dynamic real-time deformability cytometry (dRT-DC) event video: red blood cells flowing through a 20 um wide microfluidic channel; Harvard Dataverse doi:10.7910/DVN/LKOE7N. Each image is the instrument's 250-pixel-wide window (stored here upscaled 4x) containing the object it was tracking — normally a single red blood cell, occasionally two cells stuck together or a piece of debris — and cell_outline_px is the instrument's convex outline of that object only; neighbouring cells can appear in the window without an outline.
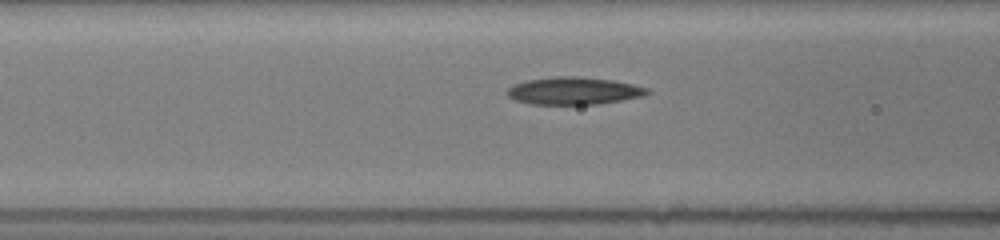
{"species": "common noctule bat (a hibernating species)", "species_latin": "Nyctalus noctula", "temperature_condition": "room temperature", "stored_images_in_passage": 34, "camera_frame_rate_fps": 3000, "um_per_image_px": 0.085, "animal": {"sex": "female", "body_mass_g": 19.5, "forearm_length_mm": 54.1}, "frame": {"image": 1, "passage_image": 13, "time_ms": 4.0, "image_size_px": [1000, 240], "cell_outline_px": [[652, 92], [644, 96], [596, 104], [528, 104], [512, 100], [504, 92], [508, 88], [516, 84], [528, 80], [556, 76], [576, 76], [612, 80], [632, 84], [648, 88]], "centroid_in_image_um": [48.74, 7.72], "position_along_channel_um": 117.9, "area_um2": 22.43}}
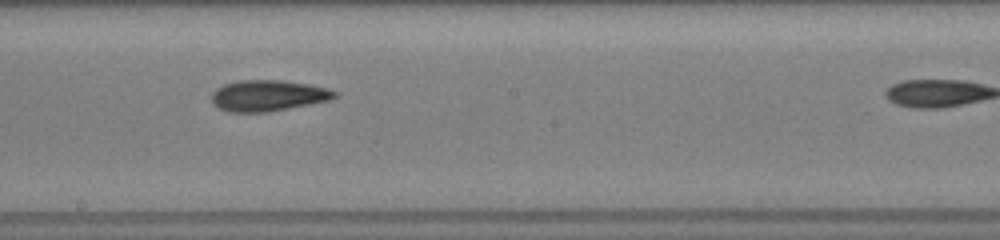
{"frame": {"image": 2, "passage_image": 21, "time_ms": 6.667, "image_size_px": [1000, 240], "cell_outline_px": [[340, 96], [332, 100], [268, 112], [228, 112], [212, 104], [212, 92], [216, 88], [224, 84], [236, 80], [284, 80], [308, 84], [328, 88], [336, 92]], "centroid_in_image_um": [22.8, 8.12], "position_along_channel_um": 225.4, "area_um2": 22.54}}
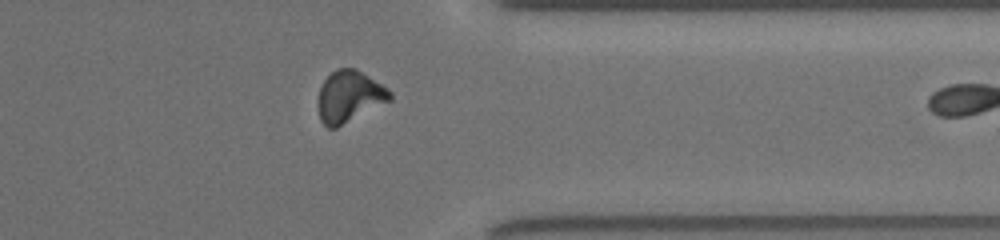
{"frame": {"image": 3, "passage_image": 33, "time_ms": 10.667, "image_size_px": [1000, 240], "cell_outline_px": [[392, 100], [336, 128], [328, 128], [320, 120], [316, 104], [320, 88], [324, 80], [336, 68], [356, 68], [388, 88], [392, 92]], "centroid_in_image_um": [29.68, 8.21], "position_along_channel_um": 381.7, "area_um2": 21.85}}